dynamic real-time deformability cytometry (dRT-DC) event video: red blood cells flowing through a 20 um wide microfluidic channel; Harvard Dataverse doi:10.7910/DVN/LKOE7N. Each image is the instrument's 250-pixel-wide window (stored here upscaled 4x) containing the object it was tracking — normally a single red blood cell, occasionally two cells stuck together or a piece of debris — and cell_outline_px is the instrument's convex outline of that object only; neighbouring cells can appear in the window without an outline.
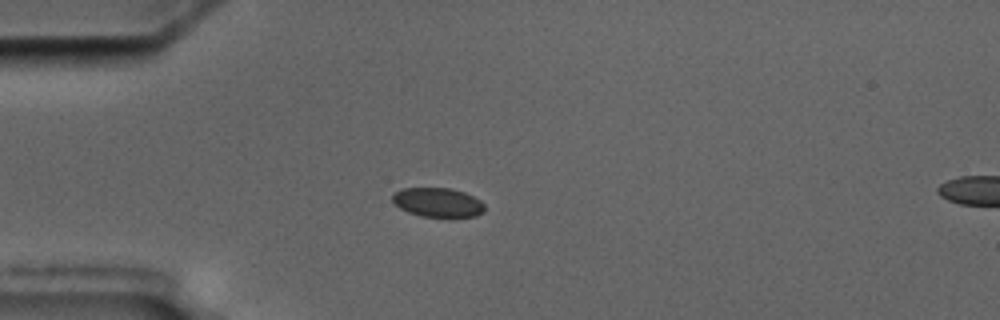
{"species": "common noctule bat (a hibernating species)", "species_latin": "Nyctalus noctula", "temperature_condition": "cold", "stored_images_in_passage": 1, "camera_frame_rate_fps": 3000, "um_per_image_px": 0.085, "animal": {"sex": "male", "body_mass_g": 17.5, "forearm_length_mm": 52.3}, "frame": {"image": 1, "passage_image": 1, "time_ms": 0.0, "image_size_px": [1000, 320], "cell_outline_px": [[484, 212], [476, 216], [452, 220], [420, 216], [408, 212], [400, 208], [392, 200], [392, 192], [404, 188], [448, 188], [464, 192], [480, 200], [484, 204]], "centroid_in_image_um": [37.24, 17.26], "position_along_channel_um": 47.8, "area_um2": 16.36}}